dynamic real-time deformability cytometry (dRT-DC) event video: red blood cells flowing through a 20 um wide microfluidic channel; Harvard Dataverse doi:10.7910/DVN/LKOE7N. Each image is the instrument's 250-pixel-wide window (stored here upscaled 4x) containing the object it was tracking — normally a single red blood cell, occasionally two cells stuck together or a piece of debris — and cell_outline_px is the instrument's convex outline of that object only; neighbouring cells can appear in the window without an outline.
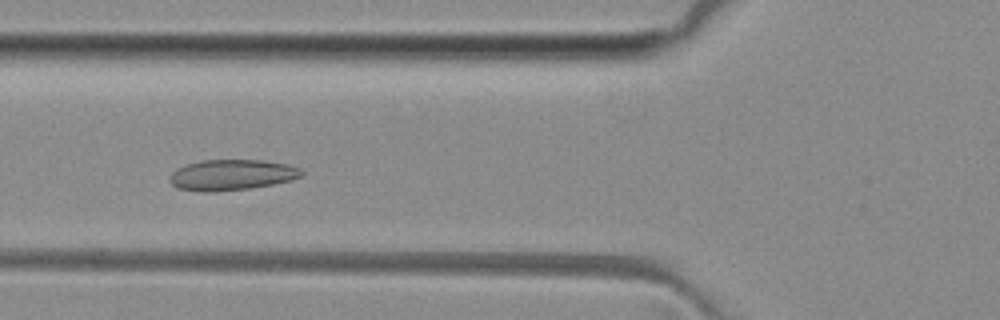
{"species": "common noctule bat (a hibernating species)", "species_latin": "Nyctalus noctula", "temperature_condition": "room temperature", "stored_images_in_passage": 46, "camera_frame_rate_fps": 3000, "um_per_image_px": 0.085, "animal": {"sex": "female", "body_mass_g": 29.2, "forearm_length_mm": 56.3}, "frame": {"image": 1, "passage_image": 14, "time_ms": 4.333, "image_size_px": [1000, 320], "cell_outline_px": [[304, 172], [300, 176], [292, 180], [272, 184], [248, 188], [216, 192], [204, 192], [176, 188], [168, 180], [172, 172], [176, 168], [184, 164], [200, 160], [264, 160], [292, 164], [300, 168]], "centroid_in_image_um": [19.68, 14.85], "position_along_channel_um": 106.1, "area_um2": 23.93}}
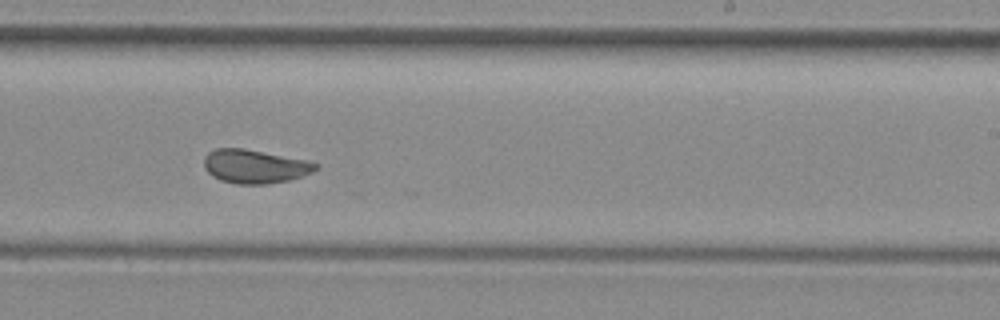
{"frame": {"image": 2, "passage_image": 26, "time_ms": 8.333, "image_size_px": [1000, 320], "cell_outline_px": [[320, 168], [312, 172], [288, 180], [268, 184], [236, 184], [220, 180], [212, 176], [204, 168], [204, 156], [208, 152], [216, 148], [244, 148], [308, 160], [320, 164]], "centroid_in_image_um": [21.66, 14.14], "position_along_channel_um": 267.3, "area_um2": 22.14}}
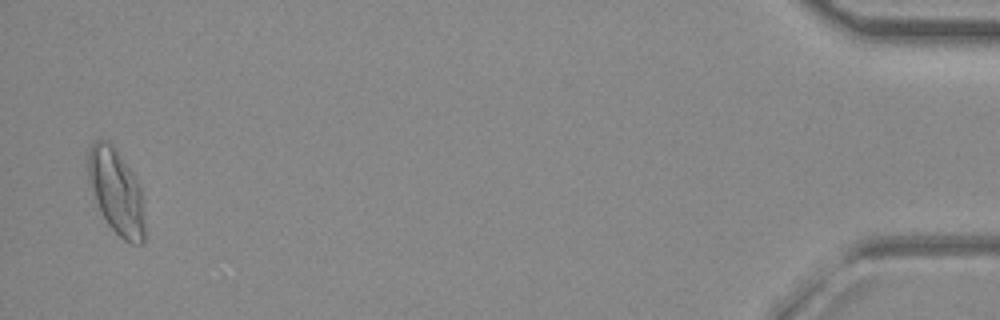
{"frame": {"image": 3, "passage_image": 45, "time_ms": 14.667, "image_size_px": [1000, 320], "cell_outline_px": [[144, 244], [132, 244], [124, 240], [108, 224], [100, 212], [96, 204], [88, 184], [88, 152], [92, 144], [96, 140], [108, 140], [116, 148], [132, 172], [140, 188], [144, 224]], "centroid_in_image_um": [9.85, 16.29], "position_along_channel_um": 425.3, "area_um2": 28.09}, "authors_computed_cell_mechanics": {"area_um2": 22.9466, "velocity_mm_per_s": 4.0345, "shape_relaxation_time_tau1_ms": 7.0102, "shape_relaxation_time_tau2_ms": 1.1299, "deformation_change_tau1": 0.1457, "deformation_change_tau2": 0.0588}}